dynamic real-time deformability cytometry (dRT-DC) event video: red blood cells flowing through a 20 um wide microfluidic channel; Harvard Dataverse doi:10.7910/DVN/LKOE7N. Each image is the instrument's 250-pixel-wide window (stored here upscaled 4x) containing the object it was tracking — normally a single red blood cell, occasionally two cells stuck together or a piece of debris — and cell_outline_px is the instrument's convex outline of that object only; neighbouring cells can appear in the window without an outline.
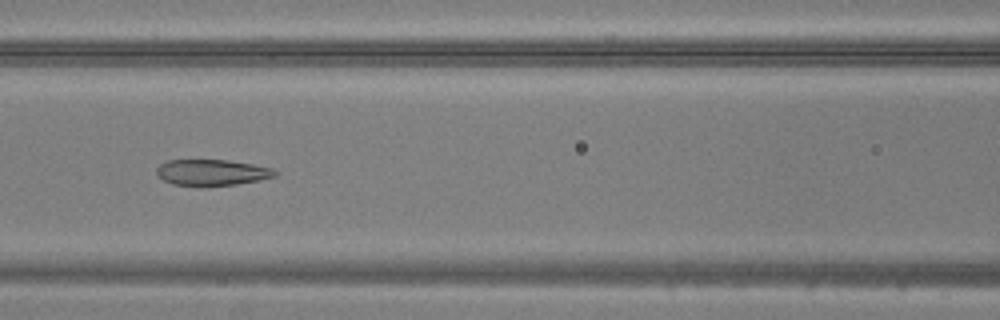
{"species": "common noctule bat (a hibernating species)", "species_latin": "Nyctalus noctula", "temperature_condition": "warm", "stored_images_in_passage": 49, "camera_frame_rate_fps": 3000, "um_per_image_px": 0.085, "animal": {"sex": "male", "body_mass_g": 20.5, "forearm_length_mm": 52.5}, "frame": {"image": 1, "passage_image": 22, "time_ms": 7.0, "image_size_px": [1000, 320], "cell_outline_px": [[280, 172], [276, 176], [260, 180], [236, 184], [200, 188], [196, 188], [172, 184], [156, 176], [156, 168], [160, 164], [168, 160], [228, 160], [252, 164], [272, 168]], "centroid_in_image_um": [17.99, 14.69], "position_along_channel_um": 148.6, "area_um2": 18.61}}
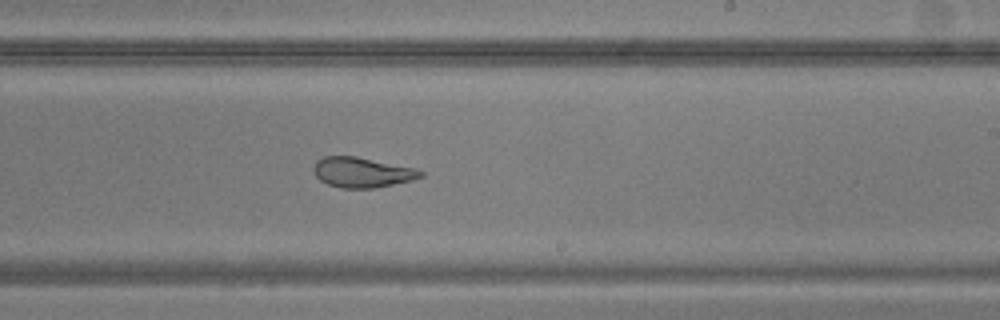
{"frame": {"image": 2, "passage_image": 30, "time_ms": 9.667, "image_size_px": [1000, 320], "cell_outline_px": [[424, 176], [412, 180], [376, 188], [340, 188], [328, 184], [320, 180], [316, 176], [312, 168], [316, 160], [324, 156], [356, 156], [416, 168], [424, 172]], "centroid_in_image_um": [30.78, 14.65], "position_along_channel_um": 258.2, "area_um2": 18.96}}
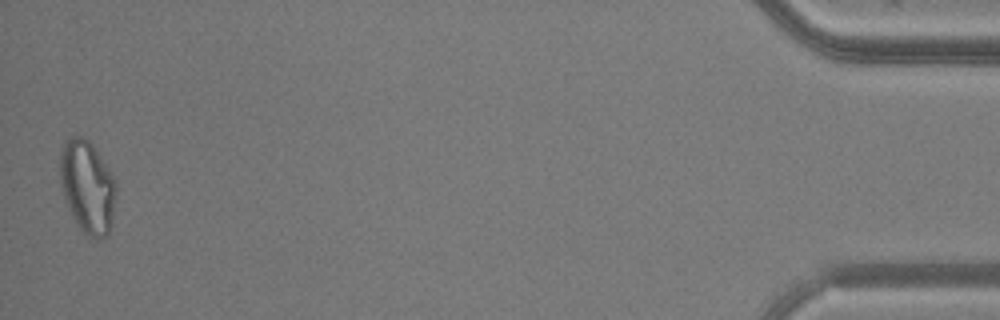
{"frame": {"image": 3, "passage_image": 49, "time_ms": 16.0, "image_size_px": [1000, 320], "cell_outline_px": [[116, 192], [112, 224], [108, 236], [100, 240], [96, 240], [88, 236], [80, 228], [72, 216], [68, 208], [60, 184], [60, 152], [64, 140], [72, 136], [80, 136], [88, 140], [96, 148], [116, 180]], "centroid_in_image_um": [7.44, 15.88], "position_along_channel_um": 427.8, "area_um2": 30.75}}